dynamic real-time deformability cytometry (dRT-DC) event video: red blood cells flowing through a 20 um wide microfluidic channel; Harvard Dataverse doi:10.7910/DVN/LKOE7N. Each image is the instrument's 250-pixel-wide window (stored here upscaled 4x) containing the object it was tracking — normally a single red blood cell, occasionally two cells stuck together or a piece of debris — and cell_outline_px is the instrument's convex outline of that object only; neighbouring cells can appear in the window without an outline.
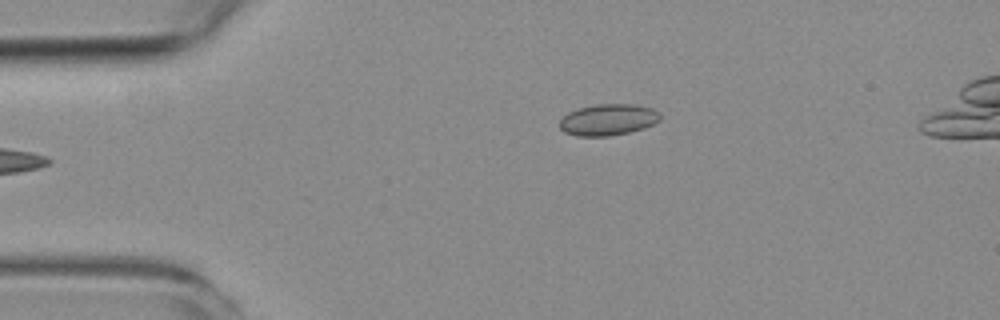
{"species": "common noctule bat (a hibernating species)", "species_latin": "Nyctalus noctula", "temperature_condition": "room temperature", "stored_images_in_passage": 2, "camera_frame_rate_fps": 3000, "um_per_image_px": 0.085, "animal": {"sex": "female", "body_mass_g": 19.3, "forearm_length_mm": 54.1}, "frame": {"image": 1, "passage_image": 2, "time_ms": 1.333, "image_size_px": [1000, 320], "cell_outline_px": [[660, 120], [644, 128], [628, 132], [608, 136], [576, 136], [564, 132], [560, 128], [560, 120], [568, 112], [580, 108], [596, 104], [632, 104], [652, 108], [660, 112]], "centroid_in_image_um": [51.69, 10.17], "position_along_channel_um": 33.3, "area_um2": 18.32}}